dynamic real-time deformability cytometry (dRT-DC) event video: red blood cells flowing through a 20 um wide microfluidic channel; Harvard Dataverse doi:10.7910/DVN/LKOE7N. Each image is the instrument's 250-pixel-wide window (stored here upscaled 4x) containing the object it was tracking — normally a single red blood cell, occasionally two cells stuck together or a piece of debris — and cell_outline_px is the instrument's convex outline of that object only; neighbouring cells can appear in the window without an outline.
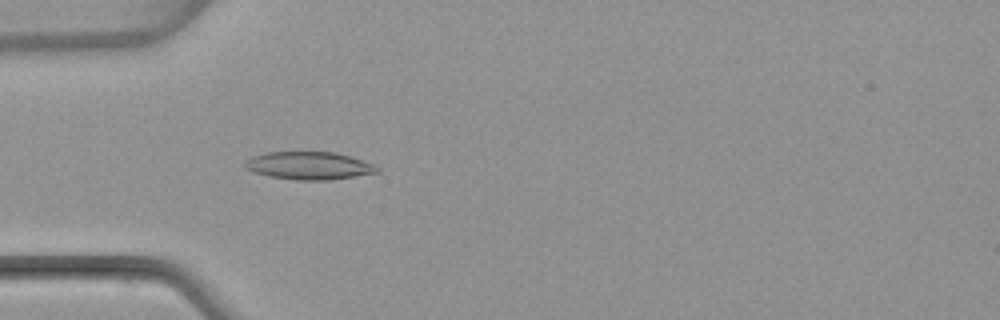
{"species": "common noctule bat (a hibernating species)", "species_latin": "Nyctalus noctula", "temperature_condition": "warm", "stored_images_in_passage": 4, "camera_frame_rate_fps": 3000, "um_per_image_px": 0.085, "animal": {"sex": "female", "body_mass_g": 22.7, "forearm_length_mm": 54.2}, "frame": {"image": 1, "passage_image": 4, "time_ms": 4.667, "image_size_px": [1000, 320], "cell_outline_px": [[380, 172], [328, 180], [296, 180], [272, 176], [256, 172], [244, 168], [244, 160], [252, 156], [268, 152], [332, 152], [348, 156], [372, 164], [380, 168]], "centroid_in_image_um": [26.24, 14.08], "position_along_channel_um": 58.8, "area_um2": 21.1}}